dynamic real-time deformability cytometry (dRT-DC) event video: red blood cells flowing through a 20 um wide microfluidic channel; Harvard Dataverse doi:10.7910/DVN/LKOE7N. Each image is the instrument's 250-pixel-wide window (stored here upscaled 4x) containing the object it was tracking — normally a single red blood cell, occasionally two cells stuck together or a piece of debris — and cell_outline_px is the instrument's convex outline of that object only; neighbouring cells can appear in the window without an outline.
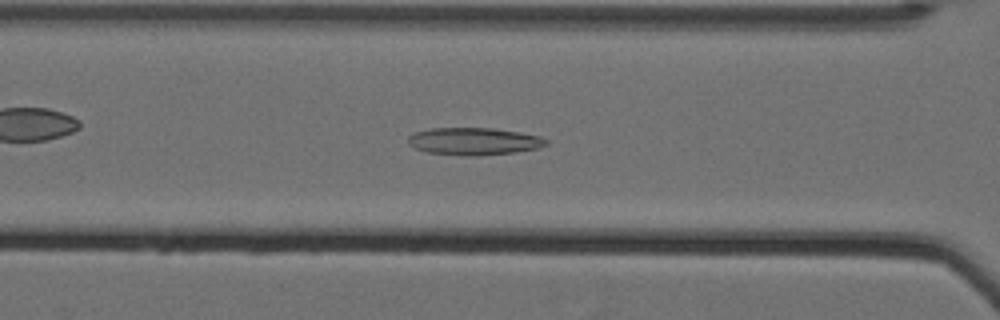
{"species": "Egyptian fruit bat (a non-hibernating species)", "species_latin": "Rousettus aegyptiacus", "temperature_condition": "cold", "stored_images_in_passage": 44, "camera_frame_rate_fps": 3000, "um_per_image_px": 0.085, "animal": {"sex": "female"}, "frame": {"image": 1, "passage_image": 13, "time_ms": 4.0, "image_size_px": [1000, 320], "cell_outline_px": [[548, 144], [536, 148], [516, 152], [476, 156], [468, 156], [428, 152], [416, 148], [408, 144], [408, 136], [416, 132], [432, 128], [492, 128], [540, 136], [548, 140]], "centroid_in_image_um": [40.28, 12.01], "position_along_channel_um": 126.3, "area_um2": 21.79}}
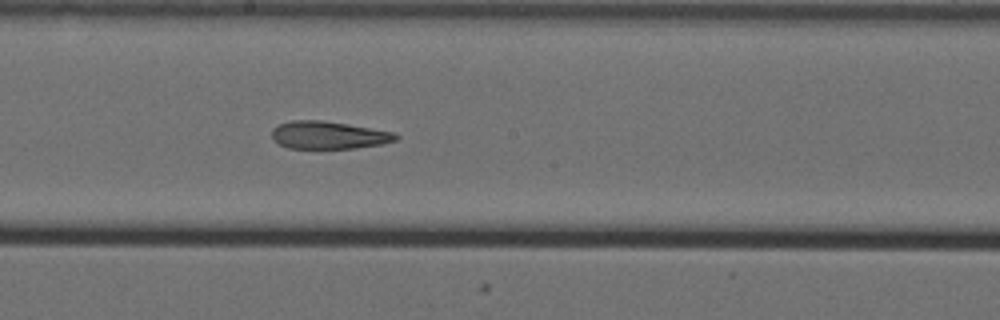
{"frame": {"image": 2, "passage_image": 21, "time_ms": 6.667, "image_size_px": [1000, 320], "cell_outline_px": [[400, 136], [396, 140], [380, 144], [356, 148], [288, 148], [272, 140], [272, 128], [280, 124], [292, 120], [320, 120], [348, 124], [396, 132]], "centroid_in_image_um": [27.93, 11.48], "position_along_channel_um": 220.3, "area_um2": 20.0}}
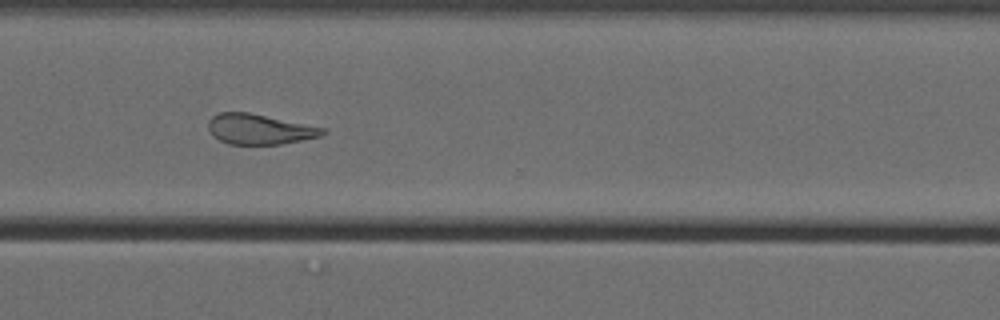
{"frame": {"image": 3, "passage_image": 32, "time_ms": 10.333, "image_size_px": [1000, 320], "cell_outline_px": [[328, 132], [320, 136], [280, 144], [228, 144], [220, 140], [208, 128], [208, 120], [212, 116], [220, 112], [248, 112], [324, 128]], "centroid_in_image_um": [22.04, 10.97], "position_along_channel_um": 348.6, "area_um2": 19.83}, "authors_computed_cell_mechanics": {"area_um2": 21.5594, "velocity_mm_per_s": 3.5083, "shape_relaxation_time_tau1_ms": null, "shape_relaxation_time_tau2_ms": 7.2487, "deformation_change_tau1": null, "deformation_change_tau2": 0.1877}}